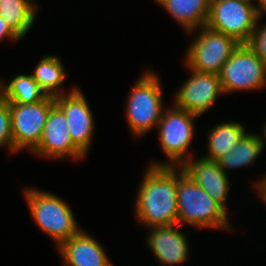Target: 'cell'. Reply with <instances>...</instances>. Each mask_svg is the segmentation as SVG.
Masks as SVG:
<instances>
[{
	"instance_id": "11",
	"label": "cell",
	"mask_w": 266,
	"mask_h": 266,
	"mask_svg": "<svg viewBox=\"0 0 266 266\" xmlns=\"http://www.w3.org/2000/svg\"><path fill=\"white\" fill-rule=\"evenodd\" d=\"M77 86L72 92L54 97L55 104L63 111L73 143L87 155L92 148L95 121L87 98Z\"/></svg>"
},
{
	"instance_id": "13",
	"label": "cell",
	"mask_w": 266,
	"mask_h": 266,
	"mask_svg": "<svg viewBox=\"0 0 266 266\" xmlns=\"http://www.w3.org/2000/svg\"><path fill=\"white\" fill-rule=\"evenodd\" d=\"M178 224L150 227L147 235L148 248L162 266L187 263L190 259V243L187 234L179 231Z\"/></svg>"
},
{
	"instance_id": "19",
	"label": "cell",
	"mask_w": 266,
	"mask_h": 266,
	"mask_svg": "<svg viewBox=\"0 0 266 266\" xmlns=\"http://www.w3.org/2000/svg\"><path fill=\"white\" fill-rule=\"evenodd\" d=\"M265 146L260 136L257 134L247 132L230 150L217 160L219 167L227 174L230 169H237L242 167L252 166L263 152Z\"/></svg>"
},
{
	"instance_id": "7",
	"label": "cell",
	"mask_w": 266,
	"mask_h": 266,
	"mask_svg": "<svg viewBox=\"0 0 266 266\" xmlns=\"http://www.w3.org/2000/svg\"><path fill=\"white\" fill-rule=\"evenodd\" d=\"M255 0H211L207 26L247 44L261 21Z\"/></svg>"
},
{
	"instance_id": "6",
	"label": "cell",
	"mask_w": 266,
	"mask_h": 266,
	"mask_svg": "<svg viewBox=\"0 0 266 266\" xmlns=\"http://www.w3.org/2000/svg\"><path fill=\"white\" fill-rule=\"evenodd\" d=\"M187 34H195V38L186 49L183 62L189 69L200 73L219 75L223 65L240 45L234 38L212 30L207 25Z\"/></svg>"
},
{
	"instance_id": "17",
	"label": "cell",
	"mask_w": 266,
	"mask_h": 266,
	"mask_svg": "<svg viewBox=\"0 0 266 266\" xmlns=\"http://www.w3.org/2000/svg\"><path fill=\"white\" fill-rule=\"evenodd\" d=\"M244 126L241 122L237 121L215 124L207 133L208 141L206 145L208 154H202L201 157L217 161L225 154H228L248 132Z\"/></svg>"
},
{
	"instance_id": "26",
	"label": "cell",
	"mask_w": 266,
	"mask_h": 266,
	"mask_svg": "<svg viewBox=\"0 0 266 266\" xmlns=\"http://www.w3.org/2000/svg\"><path fill=\"white\" fill-rule=\"evenodd\" d=\"M257 7V12L260 20L263 19V16L266 15V0H256L255 2Z\"/></svg>"
},
{
	"instance_id": "4",
	"label": "cell",
	"mask_w": 266,
	"mask_h": 266,
	"mask_svg": "<svg viewBox=\"0 0 266 266\" xmlns=\"http://www.w3.org/2000/svg\"><path fill=\"white\" fill-rule=\"evenodd\" d=\"M22 192L30 216L56 248L81 230L69 204L56 194L32 187H24Z\"/></svg>"
},
{
	"instance_id": "9",
	"label": "cell",
	"mask_w": 266,
	"mask_h": 266,
	"mask_svg": "<svg viewBox=\"0 0 266 266\" xmlns=\"http://www.w3.org/2000/svg\"><path fill=\"white\" fill-rule=\"evenodd\" d=\"M55 105L53 96L32 104L9 103L13 147L16 153L38 147L50 109Z\"/></svg>"
},
{
	"instance_id": "22",
	"label": "cell",
	"mask_w": 266,
	"mask_h": 266,
	"mask_svg": "<svg viewBox=\"0 0 266 266\" xmlns=\"http://www.w3.org/2000/svg\"><path fill=\"white\" fill-rule=\"evenodd\" d=\"M16 153L13 147L11 112L9 103L0 96V148Z\"/></svg>"
},
{
	"instance_id": "18",
	"label": "cell",
	"mask_w": 266,
	"mask_h": 266,
	"mask_svg": "<svg viewBox=\"0 0 266 266\" xmlns=\"http://www.w3.org/2000/svg\"><path fill=\"white\" fill-rule=\"evenodd\" d=\"M62 62L61 58L56 55H46L39 60L31 73L33 79L48 96L56 97L66 94L77 87L73 85L70 90L66 91L62 86L68 76Z\"/></svg>"
},
{
	"instance_id": "23",
	"label": "cell",
	"mask_w": 266,
	"mask_h": 266,
	"mask_svg": "<svg viewBox=\"0 0 266 266\" xmlns=\"http://www.w3.org/2000/svg\"><path fill=\"white\" fill-rule=\"evenodd\" d=\"M261 24L258 21L256 29L247 44L266 64V23Z\"/></svg>"
},
{
	"instance_id": "27",
	"label": "cell",
	"mask_w": 266,
	"mask_h": 266,
	"mask_svg": "<svg viewBox=\"0 0 266 266\" xmlns=\"http://www.w3.org/2000/svg\"><path fill=\"white\" fill-rule=\"evenodd\" d=\"M262 131L263 132H261L262 134L260 136H261L262 141H263L264 146H265V144H266V122L264 123V127H262Z\"/></svg>"
},
{
	"instance_id": "1",
	"label": "cell",
	"mask_w": 266,
	"mask_h": 266,
	"mask_svg": "<svg viewBox=\"0 0 266 266\" xmlns=\"http://www.w3.org/2000/svg\"><path fill=\"white\" fill-rule=\"evenodd\" d=\"M178 166L146 167L135 198V217L146 227L178 224Z\"/></svg>"
},
{
	"instance_id": "10",
	"label": "cell",
	"mask_w": 266,
	"mask_h": 266,
	"mask_svg": "<svg viewBox=\"0 0 266 266\" xmlns=\"http://www.w3.org/2000/svg\"><path fill=\"white\" fill-rule=\"evenodd\" d=\"M189 70L190 77L175 92L174 105L197 116H202L224 95L219 75Z\"/></svg>"
},
{
	"instance_id": "14",
	"label": "cell",
	"mask_w": 266,
	"mask_h": 266,
	"mask_svg": "<svg viewBox=\"0 0 266 266\" xmlns=\"http://www.w3.org/2000/svg\"><path fill=\"white\" fill-rule=\"evenodd\" d=\"M181 167L213 200L226 211L228 210V205H225V203H227L231 182L229 181V176L219 167L217 161L203 157H192Z\"/></svg>"
},
{
	"instance_id": "15",
	"label": "cell",
	"mask_w": 266,
	"mask_h": 266,
	"mask_svg": "<svg viewBox=\"0 0 266 266\" xmlns=\"http://www.w3.org/2000/svg\"><path fill=\"white\" fill-rule=\"evenodd\" d=\"M103 247L93 236L80 230L56 249L64 266H114Z\"/></svg>"
},
{
	"instance_id": "8",
	"label": "cell",
	"mask_w": 266,
	"mask_h": 266,
	"mask_svg": "<svg viewBox=\"0 0 266 266\" xmlns=\"http://www.w3.org/2000/svg\"><path fill=\"white\" fill-rule=\"evenodd\" d=\"M219 79L224 95L266 89V64L249 47L240 44L223 65Z\"/></svg>"
},
{
	"instance_id": "21",
	"label": "cell",
	"mask_w": 266,
	"mask_h": 266,
	"mask_svg": "<svg viewBox=\"0 0 266 266\" xmlns=\"http://www.w3.org/2000/svg\"><path fill=\"white\" fill-rule=\"evenodd\" d=\"M0 96L8 103L32 104L42 101L47 94L33 79L31 73H21L6 83L0 79Z\"/></svg>"
},
{
	"instance_id": "3",
	"label": "cell",
	"mask_w": 266,
	"mask_h": 266,
	"mask_svg": "<svg viewBox=\"0 0 266 266\" xmlns=\"http://www.w3.org/2000/svg\"><path fill=\"white\" fill-rule=\"evenodd\" d=\"M162 90L158 73L146 69L129 91L125 118L135 138L145 136L153 128L157 129L166 107Z\"/></svg>"
},
{
	"instance_id": "24",
	"label": "cell",
	"mask_w": 266,
	"mask_h": 266,
	"mask_svg": "<svg viewBox=\"0 0 266 266\" xmlns=\"http://www.w3.org/2000/svg\"><path fill=\"white\" fill-rule=\"evenodd\" d=\"M5 40L16 43V41H20L22 39L11 29L7 22L0 17V42L3 43Z\"/></svg>"
},
{
	"instance_id": "25",
	"label": "cell",
	"mask_w": 266,
	"mask_h": 266,
	"mask_svg": "<svg viewBox=\"0 0 266 266\" xmlns=\"http://www.w3.org/2000/svg\"><path fill=\"white\" fill-rule=\"evenodd\" d=\"M253 185V188H256V192L261 198L262 202L266 203V175H262L260 179L256 180V182H253Z\"/></svg>"
},
{
	"instance_id": "16",
	"label": "cell",
	"mask_w": 266,
	"mask_h": 266,
	"mask_svg": "<svg viewBox=\"0 0 266 266\" xmlns=\"http://www.w3.org/2000/svg\"><path fill=\"white\" fill-rule=\"evenodd\" d=\"M185 32L207 25L211 0H154Z\"/></svg>"
},
{
	"instance_id": "5",
	"label": "cell",
	"mask_w": 266,
	"mask_h": 266,
	"mask_svg": "<svg viewBox=\"0 0 266 266\" xmlns=\"http://www.w3.org/2000/svg\"><path fill=\"white\" fill-rule=\"evenodd\" d=\"M199 116L176 107H165L158 123V141L167 162L152 161L151 166H182L194 155L189 148L195 134V120Z\"/></svg>"
},
{
	"instance_id": "2",
	"label": "cell",
	"mask_w": 266,
	"mask_h": 266,
	"mask_svg": "<svg viewBox=\"0 0 266 266\" xmlns=\"http://www.w3.org/2000/svg\"><path fill=\"white\" fill-rule=\"evenodd\" d=\"M178 225L196 229L231 230L228 212L189 177L177 169ZM183 223V224H182Z\"/></svg>"
},
{
	"instance_id": "20",
	"label": "cell",
	"mask_w": 266,
	"mask_h": 266,
	"mask_svg": "<svg viewBox=\"0 0 266 266\" xmlns=\"http://www.w3.org/2000/svg\"><path fill=\"white\" fill-rule=\"evenodd\" d=\"M35 0H0V17L23 39L36 21Z\"/></svg>"
},
{
	"instance_id": "12",
	"label": "cell",
	"mask_w": 266,
	"mask_h": 266,
	"mask_svg": "<svg viewBox=\"0 0 266 266\" xmlns=\"http://www.w3.org/2000/svg\"><path fill=\"white\" fill-rule=\"evenodd\" d=\"M47 159L82 160L86 155L73 143L68 121L63 111L55 104L47 116L38 147L32 152Z\"/></svg>"
}]
</instances>
